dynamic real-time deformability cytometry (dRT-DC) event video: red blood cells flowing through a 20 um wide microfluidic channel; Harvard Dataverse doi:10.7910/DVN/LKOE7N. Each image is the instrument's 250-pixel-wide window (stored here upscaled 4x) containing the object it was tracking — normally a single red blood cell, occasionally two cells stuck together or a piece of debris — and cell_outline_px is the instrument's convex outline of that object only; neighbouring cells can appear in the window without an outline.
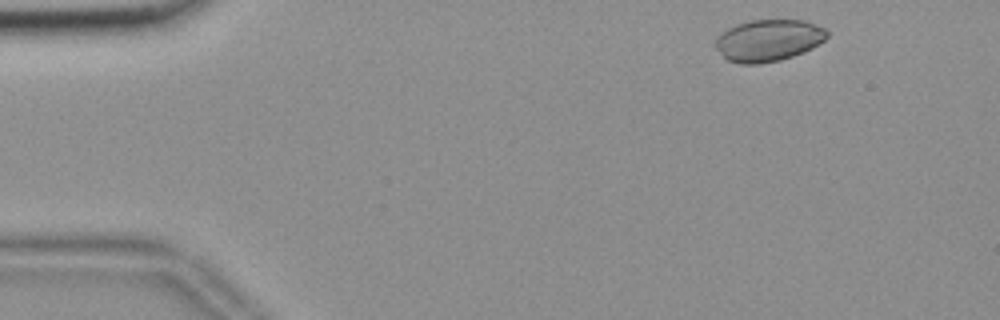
{"species": "common noctule bat (a hibernating species)", "species_latin": "Nyctalus noctula", "temperature_condition": "room temperature", "stored_images_in_passage": 51, "camera_frame_rate_fps": 3000, "um_per_image_px": 0.085, "animal": {"sex": "female", "body_mass_g": 18.4}, "frame": {"image": 1, "passage_image": 2, "time_ms": 0.333, "image_size_px": [1000, 320], "cell_outline_px": [[828, 36], [824, 40], [812, 48], [804, 52], [780, 60], [756, 64], [740, 64], [728, 60], [712, 44], [716, 36], [728, 28], [736, 24], [752, 20], [808, 20], [824, 28], [828, 32]], "centroid_in_image_um": [65.3, 3.42], "position_along_channel_um": 19.7, "area_um2": 27.34}}
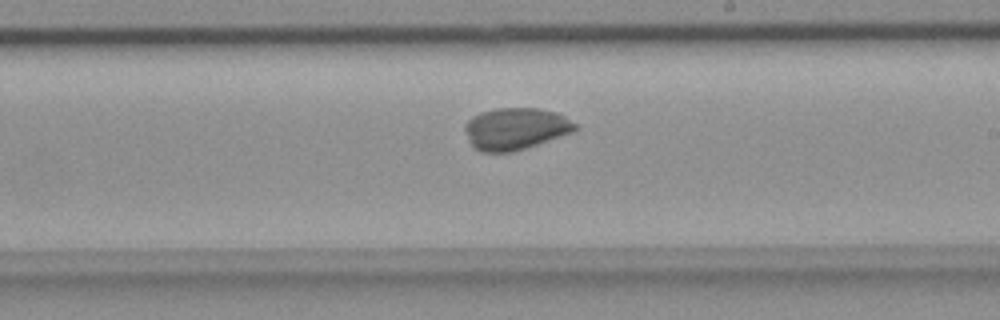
{"frame": {"image": 2, "passage_image": 28, "time_ms": 9.0, "image_size_px": [1000, 320], "cell_outline_px": [[576, 128], [572, 132], [512, 152], [480, 152], [472, 144], [464, 128], [464, 124], [472, 116], [480, 112], [496, 108], [540, 108], [556, 112], [564, 116], [576, 124]], "centroid_in_image_um": [43.79, 10.92], "position_along_channel_um": 245.2, "area_um2": 26.59}}
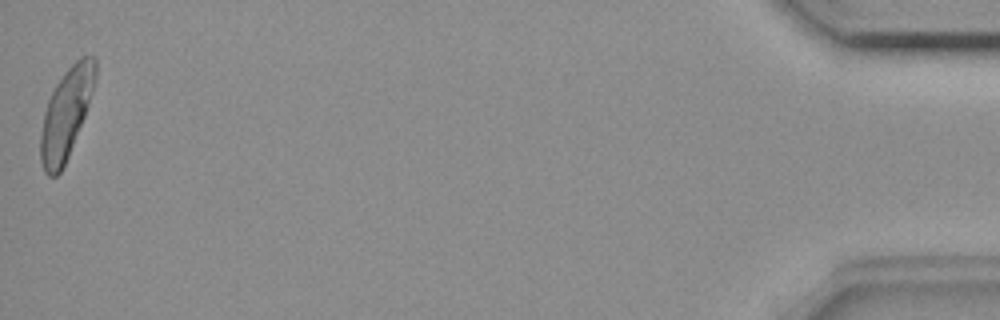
{"frame": {"image": 3, "passage_image": 51, "time_ms": 16.667, "image_size_px": [1000, 320], "cell_outline_px": [[96, 76], [88, 104], [84, 116], [68, 156], [60, 172], [56, 176], [48, 176], [44, 172], [40, 160], [40, 136], [44, 112], [48, 100], [56, 84], [64, 72], [80, 56], [96, 56]], "centroid_in_image_um": [5.6, 9.65], "position_along_channel_um": 429.6, "area_um2": 28.26}, "authors_computed_cell_mechanics": {"area_um2": 27.3972, "velocity_mm_per_s": 3.6548, "shape_relaxation_time_tau1_ms": 5.4635, "shape_relaxation_time_tau2_ms": 3.3467, "deformation_change_tau1": 0.1847, "deformation_change_tau2": 0.059}}